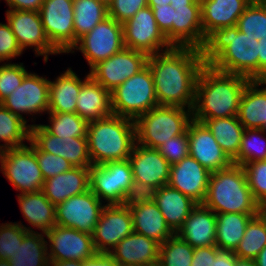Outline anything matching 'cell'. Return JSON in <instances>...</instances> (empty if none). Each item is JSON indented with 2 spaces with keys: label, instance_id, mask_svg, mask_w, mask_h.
<instances>
[{
  "label": "cell",
  "instance_id": "43",
  "mask_svg": "<svg viewBox=\"0 0 266 266\" xmlns=\"http://www.w3.org/2000/svg\"><path fill=\"white\" fill-rule=\"evenodd\" d=\"M236 27L257 40L266 36V0H252L239 17Z\"/></svg>",
  "mask_w": 266,
  "mask_h": 266
},
{
  "label": "cell",
  "instance_id": "46",
  "mask_svg": "<svg viewBox=\"0 0 266 266\" xmlns=\"http://www.w3.org/2000/svg\"><path fill=\"white\" fill-rule=\"evenodd\" d=\"M247 183L255 200L261 205L266 202V160L247 163L242 166Z\"/></svg>",
  "mask_w": 266,
  "mask_h": 266
},
{
  "label": "cell",
  "instance_id": "33",
  "mask_svg": "<svg viewBox=\"0 0 266 266\" xmlns=\"http://www.w3.org/2000/svg\"><path fill=\"white\" fill-rule=\"evenodd\" d=\"M134 232L162 244L175 233L167 225L155 202L130 208Z\"/></svg>",
  "mask_w": 266,
  "mask_h": 266
},
{
  "label": "cell",
  "instance_id": "65",
  "mask_svg": "<svg viewBox=\"0 0 266 266\" xmlns=\"http://www.w3.org/2000/svg\"><path fill=\"white\" fill-rule=\"evenodd\" d=\"M148 1H165V0H148Z\"/></svg>",
  "mask_w": 266,
  "mask_h": 266
},
{
  "label": "cell",
  "instance_id": "20",
  "mask_svg": "<svg viewBox=\"0 0 266 266\" xmlns=\"http://www.w3.org/2000/svg\"><path fill=\"white\" fill-rule=\"evenodd\" d=\"M30 141L42 152L59 155L72 167L83 168L92 165L86 137H61L49 133L41 123L30 126Z\"/></svg>",
  "mask_w": 266,
  "mask_h": 266
},
{
  "label": "cell",
  "instance_id": "35",
  "mask_svg": "<svg viewBox=\"0 0 266 266\" xmlns=\"http://www.w3.org/2000/svg\"><path fill=\"white\" fill-rule=\"evenodd\" d=\"M257 214H216V246L235 251L250 219Z\"/></svg>",
  "mask_w": 266,
  "mask_h": 266
},
{
  "label": "cell",
  "instance_id": "29",
  "mask_svg": "<svg viewBox=\"0 0 266 266\" xmlns=\"http://www.w3.org/2000/svg\"><path fill=\"white\" fill-rule=\"evenodd\" d=\"M89 190V167H73L64 173L46 179L42 191L56 207L72 196Z\"/></svg>",
  "mask_w": 266,
  "mask_h": 266
},
{
  "label": "cell",
  "instance_id": "6",
  "mask_svg": "<svg viewBox=\"0 0 266 266\" xmlns=\"http://www.w3.org/2000/svg\"><path fill=\"white\" fill-rule=\"evenodd\" d=\"M202 204L216 214L260 213V204L251 193L245 171L237 164L210 174L207 194Z\"/></svg>",
  "mask_w": 266,
  "mask_h": 266
},
{
  "label": "cell",
  "instance_id": "37",
  "mask_svg": "<svg viewBox=\"0 0 266 266\" xmlns=\"http://www.w3.org/2000/svg\"><path fill=\"white\" fill-rule=\"evenodd\" d=\"M30 126L0 103V152L23 147L30 141Z\"/></svg>",
  "mask_w": 266,
  "mask_h": 266
},
{
  "label": "cell",
  "instance_id": "52",
  "mask_svg": "<svg viewBox=\"0 0 266 266\" xmlns=\"http://www.w3.org/2000/svg\"><path fill=\"white\" fill-rule=\"evenodd\" d=\"M215 260V245L194 248L191 266H212Z\"/></svg>",
  "mask_w": 266,
  "mask_h": 266
},
{
  "label": "cell",
  "instance_id": "2",
  "mask_svg": "<svg viewBox=\"0 0 266 266\" xmlns=\"http://www.w3.org/2000/svg\"><path fill=\"white\" fill-rule=\"evenodd\" d=\"M259 40L236 26L215 29L201 48L205 65L213 69L258 80Z\"/></svg>",
  "mask_w": 266,
  "mask_h": 266
},
{
  "label": "cell",
  "instance_id": "3",
  "mask_svg": "<svg viewBox=\"0 0 266 266\" xmlns=\"http://www.w3.org/2000/svg\"><path fill=\"white\" fill-rule=\"evenodd\" d=\"M250 81L204 65L196 82L193 119L203 123L206 119L237 116L242 93Z\"/></svg>",
  "mask_w": 266,
  "mask_h": 266
},
{
  "label": "cell",
  "instance_id": "55",
  "mask_svg": "<svg viewBox=\"0 0 266 266\" xmlns=\"http://www.w3.org/2000/svg\"><path fill=\"white\" fill-rule=\"evenodd\" d=\"M84 266H121L109 253H96L84 261Z\"/></svg>",
  "mask_w": 266,
  "mask_h": 266
},
{
  "label": "cell",
  "instance_id": "58",
  "mask_svg": "<svg viewBox=\"0 0 266 266\" xmlns=\"http://www.w3.org/2000/svg\"><path fill=\"white\" fill-rule=\"evenodd\" d=\"M254 260L257 266H266V246L259 252Z\"/></svg>",
  "mask_w": 266,
  "mask_h": 266
},
{
  "label": "cell",
  "instance_id": "53",
  "mask_svg": "<svg viewBox=\"0 0 266 266\" xmlns=\"http://www.w3.org/2000/svg\"><path fill=\"white\" fill-rule=\"evenodd\" d=\"M237 256L233 250L219 248L215 245V260L212 266H234Z\"/></svg>",
  "mask_w": 266,
  "mask_h": 266
},
{
  "label": "cell",
  "instance_id": "47",
  "mask_svg": "<svg viewBox=\"0 0 266 266\" xmlns=\"http://www.w3.org/2000/svg\"><path fill=\"white\" fill-rule=\"evenodd\" d=\"M28 144L35 150L38 166L45 180L73 168L63 157L48 152H42L31 141H29Z\"/></svg>",
  "mask_w": 266,
  "mask_h": 266
},
{
  "label": "cell",
  "instance_id": "25",
  "mask_svg": "<svg viewBox=\"0 0 266 266\" xmlns=\"http://www.w3.org/2000/svg\"><path fill=\"white\" fill-rule=\"evenodd\" d=\"M175 234L194 248L216 245V213L197 204Z\"/></svg>",
  "mask_w": 266,
  "mask_h": 266
},
{
  "label": "cell",
  "instance_id": "28",
  "mask_svg": "<svg viewBox=\"0 0 266 266\" xmlns=\"http://www.w3.org/2000/svg\"><path fill=\"white\" fill-rule=\"evenodd\" d=\"M62 72H59L60 74L53 81L49 79L48 112L75 113L80 89L89 77V72L82 77L84 79L71 67H67V70Z\"/></svg>",
  "mask_w": 266,
  "mask_h": 266
},
{
  "label": "cell",
  "instance_id": "64",
  "mask_svg": "<svg viewBox=\"0 0 266 266\" xmlns=\"http://www.w3.org/2000/svg\"><path fill=\"white\" fill-rule=\"evenodd\" d=\"M125 266H147V265H125Z\"/></svg>",
  "mask_w": 266,
  "mask_h": 266
},
{
  "label": "cell",
  "instance_id": "61",
  "mask_svg": "<svg viewBox=\"0 0 266 266\" xmlns=\"http://www.w3.org/2000/svg\"><path fill=\"white\" fill-rule=\"evenodd\" d=\"M97 1H100V2L104 3L106 6H108L112 0H97Z\"/></svg>",
  "mask_w": 266,
  "mask_h": 266
},
{
  "label": "cell",
  "instance_id": "18",
  "mask_svg": "<svg viewBox=\"0 0 266 266\" xmlns=\"http://www.w3.org/2000/svg\"><path fill=\"white\" fill-rule=\"evenodd\" d=\"M49 261H82L93 257L95 250L92 235L74 228L55 225L45 233Z\"/></svg>",
  "mask_w": 266,
  "mask_h": 266
},
{
  "label": "cell",
  "instance_id": "17",
  "mask_svg": "<svg viewBox=\"0 0 266 266\" xmlns=\"http://www.w3.org/2000/svg\"><path fill=\"white\" fill-rule=\"evenodd\" d=\"M105 204L89 189L56 206V225L93 234Z\"/></svg>",
  "mask_w": 266,
  "mask_h": 266
},
{
  "label": "cell",
  "instance_id": "13",
  "mask_svg": "<svg viewBox=\"0 0 266 266\" xmlns=\"http://www.w3.org/2000/svg\"><path fill=\"white\" fill-rule=\"evenodd\" d=\"M124 45L147 56L164 52L173 46L159 29L152 9L147 6L123 24Z\"/></svg>",
  "mask_w": 266,
  "mask_h": 266
},
{
  "label": "cell",
  "instance_id": "31",
  "mask_svg": "<svg viewBox=\"0 0 266 266\" xmlns=\"http://www.w3.org/2000/svg\"><path fill=\"white\" fill-rule=\"evenodd\" d=\"M237 117L245 129L266 127V80H251L246 85Z\"/></svg>",
  "mask_w": 266,
  "mask_h": 266
},
{
  "label": "cell",
  "instance_id": "22",
  "mask_svg": "<svg viewBox=\"0 0 266 266\" xmlns=\"http://www.w3.org/2000/svg\"><path fill=\"white\" fill-rule=\"evenodd\" d=\"M210 174L196 159L188 155L171 165L168 185L202 204L207 194Z\"/></svg>",
  "mask_w": 266,
  "mask_h": 266
},
{
  "label": "cell",
  "instance_id": "4",
  "mask_svg": "<svg viewBox=\"0 0 266 266\" xmlns=\"http://www.w3.org/2000/svg\"><path fill=\"white\" fill-rule=\"evenodd\" d=\"M148 6L172 46L203 47L206 38L202 32L200 0L148 1Z\"/></svg>",
  "mask_w": 266,
  "mask_h": 266
},
{
  "label": "cell",
  "instance_id": "51",
  "mask_svg": "<svg viewBox=\"0 0 266 266\" xmlns=\"http://www.w3.org/2000/svg\"><path fill=\"white\" fill-rule=\"evenodd\" d=\"M147 6L148 0H112L108 5V16L123 24Z\"/></svg>",
  "mask_w": 266,
  "mask_h": 266
},
{
  "label": "cell",
  "instance_id": "30",
  "mask_svg": "<svg viewBox=\"0 0 266 266\" xmlns=\"http://www.w3.org/2000/svg\"><path fill=\"white\" fill-rule=\"evenodd\" d=\"M75 113L88 123L111 116V92L90 76L82 84Z\"/></svg>",
  "mask_w": 266,
  "mask_h": 266
},
{
  "label": "cell",
  "instance_id": "8",
  "mask_svg": "<svg viewBox=\"0 0 266 266\" xmlns=\"http://www.w3.org/2000/svg\"><path fill=\"white\" fill-rule=\"evenodd\" d=\"M159 106L154 79L148 65L111 91L112 113L135 120Z\"/></svg>",
  "mask_w": 266,
  "mask_h": 266
},
{
  "label": "cell",
  "instance_id": "39",
  "mask_svg": "<svg viewBox=\"0 0 266 266\" xmlns=\"http://www.w3.org/2000/svg\"><path fill=\"white\" fill-rule=\"evenodd\" d=\"M266 246V220L259 213L248 222L243 238L234 251L238 258L255 259Z\"/></svg>",
  "mask_w": 266,
  "mask_h": 266
},
{
  "label": "cell",
  "instance_id": "36",
  "mask_svg": "<svg viewBox=\"0 0 266 266\" xmlns=\"http://www.w3.org/2000/svg\"><path fill=\"white\" fill-rule=\"evenodd\" d=\"M45 233L27 232L16 253L8 261L12 266H49Z\"/></svg>",
  "mask_w": 266,
  "mask_h": 266
},
{
  "label": "cell",
  "instance_id": "5",
  "mask_svg": "<svg viewBox=\"0 0 266 266\" xmlns=\"http://www.w3.org/2000/svg\"><path fill=\"white\" fill-rule=\"evenodd\" d=\"M86 138L92 165L127 160L136 143L134 120L112 114L89 122Z\"/></svg>",
  "mask_w": 266,
  "mask_h": 266
},
{
  "label": "cell",
  "instance_id": "7",
  "mask_svg": "<svg viewBox=\"0 0 266 266\" xmlns=\"http://www.w3.org/2000/svg\"><path fill=\"white\" fill-rule=\"evenodd\" d=\"M192 120L191 109L156 106L134 120L136 143L157 149L169 138L184 133Z\"/></svg>",
  "mask_w": 266,
  "mask_h": 266
},
{
  "label": "cell",
  "instance_id": "21",
  "mask_svg": "<svg viewBox=\"0 0 266 266\" xmlns=\"http://www.w3.org/2000/svg\"><path fill=\"white\" fill-rule=\"evenodd\" d=\"M189 155L209 172L229 167L233 161L221 149L208 127L194 119L187 128Z\"/></svg>",
  "mask_w": 266,
  "mask_h": 266
},
{
  "label": "cell",
  "instance_id": "23",
  "mask_svg": "<svg viewBox=\"0 0 266 266\" xmlns=\"http://www.w3.org/2000/svg\"><path fill=\"white\" fill-rule=\"evenodd\" d=\"M128 160L134 180L152 184L157 188L168 184L171 165L157 149L135 143Z\"/></svg>",
  "mask_w": 266,
  "mask_h": 266
},
{
  "label": "cell",
  "instance_id": "44",
  "mask_svg": "<svg viewBox=\"0 0 266 266\" xmlns=\"http://www.w3.org/2000/svg\"><path fill=\"white\" fill-rule=\"evenodd\" d=\"M26 233L19 223H0V259L9 260L13 257Z\"/></svg>",
  "mask_w": 266,
  "mask_h": 266
},
{
  "label": "cell",
  "instance_id": "10",
  "mask_svg": "<svg viewBox=\"0 0 266 266\" xmlns=\"http://www.w3.org/2000/svg\"><path fill=\"white\" fill-rule=\"evenodd\" d=\"M125 47L123 25L110 16L78 39L67 53L80 52L91 69L97 63L110 58Z\"/></svg>",
  "mask_w": 266,
  "mask_h": 266
},
{
  "label": "cell",
  "instance_id": "57",
  "mask_svg": "<svg viewBox=\"0 0 266 266\" xmlns=\"http://www.w3.org/2000/svg\"><path fill=\"white\" fill-rule=\"evenodd\" d=\"M49 266H84V262L74 260L49 261Z\"/></svg>",
  "mask_w": 266,
  "mask_h": 266
},
{
  "label": "cell",
  "instance_id": "38",
  "mask_svg": "<svg viewBox=\"0 0 266 266\" xmlns=\"http://www.w3.org/2000/svg\"><path fill=\"white\" fill-rule=\"evenodd\" d=\"M75 44L108 17V6L97 0H73Z\"/></svg>",
  "mask_w": 266,
  "mask_h": 266
},
{
  "label": "cell",
  "instance_id": "19",
  "mask_svg": "<svg viewBox=\"0 0 266 266\" xmlns=\"http://www.w3.org/2000/svg\"><path fill=\"white\" fill-rule=\"evenodd\" d=\"M133 229L131 211L121 204L105 205L99 216L92 239L97 253H109Z\"/></svg>",
  "mask_w": 266,
  "mask_h": 266
},
{
  "label": "cell",
  "instance_id": "56",
  "mask_svg": "<svg viewBox=\"0 0 266 266\" xmlns=\"http://www.w3.org/2000/svg\"><path fill=\"white\" fill-rule=\"evenodd\" d=\"M258 80H266V36L259 40Z\"/></svg>",
  "mask_w": 266,
  "mask_h": 266
},
{
  "label": "cell",
  "instance_id": "14",
  "mask_svg": "<svg viewBox=\"0 0 266 266\" xmlns=\"http://www.w3.org/2000/svg\"><path fill=\"white\" fill-rule=\"evenodd\" d=\"M6 20L23 53L26 49H33L36 57L41 56L44 63L49 56L61 53L50 43L38 11L6 10Z\"/></svg>",
  "mask_w": 266,
  "mask_h": 266
},
{
  "label": "cell",
  "instance_id": "60",
  "mask_svg": "<svg viewBox=\"0 0 266 266\" xmlns=\"http://www.w3.org/2000/svg\"><path fill=\"white\" fill-rule=\"evenodd\" d=\"M260 214L266 220V202L260 205Z\"/></svg>",
  "mask_w": 266,
  "mask_h": 266
},
{
  "label": "cell",
  "instance_id": "12",
  "mask_svg": "<svg viewBox=\"0 0 266 266\" xmlns=\"http://www.w3.org/2000/svg\"><path fill=\"white\" fill-rule=\"evenodd\" d=\"M133 180L128 159L89 167V189L105 205L121 204Z\"/></svg>",
  "mask_w": 266,
  "mask_h": 266
},
{
  "label": "cell",
  "instance_id": "34",
  "mask_svg": "<svg viewBox=\"0 0 266 266\" xmlns=\"http://www.w3.org/2000/svg\"><path fill=\"white\" fill-rule=\"evenodd\" d=\"M203 123L211 131L221 149L233 161L238 156L245 131L238 117L206 119Z\"/></svg>",
  "mask_w": 266,
  "mask_h": 266
},
{
  "label": "cell",
  "instance_id": "24",
  "mask_svg": "<svg viewBox=\"0 0 266 266\" xmlns=\"http://www.w3.org/2000/svg\"><path fill=\"white\" fill-rule=\"evenodd\" d=\"M109 254L121 266H157L159 243L133 231L129 236L122 239Z\"/></svg>",
  "mask_w": 266,
  "mask_h": 266
},
{
  "label": "cell",
  "instance_id": "48",
  "mask_svg": "<svg viewBox=\"0 0 266 266\" xmlns=\"http://www.w3.org/2000/svg\"><path fill=\"white\" fill-rule=\"evenodd\" d=\"M157 191L158 188L152 184L133 180L121 205L130 209L144 203L154 202Z\"/></svg>",
  "mask_w": 266,
  "mask_h": 266
},
{
  "label": "cell",
  "instance_id": "45",
  "mask_svg": "<svg viewBox=\"0 0 266 266\" xmlns=\"http://www.w3.org/2000/svg\"><path fill=\"white\" fill-rule=\"evenodd\" d=\"M29 72L22 62L0 64V102L21 85Z\"/></svg>",
  "mask_w": 266,
  "mask_h": 266
},
{
  "label": "cell",
  "instance_id": "15",
  "mask_svg": "<svg viewBox=\"0 0 266 266\" xmlns=\"http://www.w3.org/2000/svg\"><path fill=\"white\" fill-rule=\"evenodd\" d=\"M38 12L50 43L67 54L75 45L73 0H44Z\"/></svg>",
  "mask_w": 266,
  "mask_h": 266
},
{
  "label": "cell",
  "instance_id": "62",
  "mask_svg": "<svg viewBox=\"0 0 266 266\" xmlns=\"http://www.w3.org/2000/svg\"><path fill=\"white\" fill-rule=\"evenodd\" d=\"M0 266H5V259H0Z\"/></svg>",
  "mask_w": 266,
  "mask_h": 266
},
{
  "label": "cell",
  "instance_id": "40",
  "mask_svg": "<svg viewBox=\"0 0 266 266\" xmlns=\"http://www.w3.org/2000/svg\"><path fill=\"white\" fill-rule=\"evenodd\" d=\"M47 124H41L54 136L67 139V137H86L88 122L77 113L48 112Z\"/></svg>",
  "mask_w": 266,
  "mask_h": 266
},
{
  "label": "cell",
  "instance_id": "32",
  "mask_svg": "<svg viewBox=\"0 0 266 266\" xmlns=\"http://www.w3.org/2000/svg\"><path fill=\"white\" fill-rule=\"evenodd\" d=\"M154 202L174 233L182 227L186 218L198 204L168 184L158 188Z\"/></svg>",
  "mask_w": 266,
  "mask_h": 266
},
{
  "label": "cell",
  "instance_id": "26",
  "mask_svg": "<svg viewBox=\"0 0 266 266\" xmlns=\"http://www.w3.org/2000/svg\"><path fill=\"white\" fill-rule=\"evenodd\" d=\"M16 195L20 212L31 226L28 224L25 226L21 221L16 223H19L27 232H35L34 230L37 229L46 233L56 225V207L47 199L42 190Z\"/></svg>",
  "mask_w": 266,
  "mask_h": 266
},
{
  "label": "cell",
  "instance_id": "54",
  "mask_svg": "<svg viewBox=\"0 0 266 266\" xmlns=\"http://www.w3.org/2000/svg\"><path fill=\"white\" fill-rule=\"evenodd\" d=\"M1 1V0H0ZM8 10L39 11L44 0H4Z\"/></svg>",
  "mask_w": 266,
  "mask_h": 266
},
{
  "label": "cell",
  "instance_id": "27",
  "mask_svg": "<svg viewBox=\"0 0 266 266\" xmlns=\"http://www.w3.org/2000/svg\"><path fill=\"white\" fill-rule=\"evenodd\" d=\"M252 0H200L202 32L206 38L215 29L236 26Z\"/></svg>",
  "mask_w": 266,
  "mask_h": 266
},
{
  "label": "cell",
  "instance_id": "49",
  "mask_svg": "<svg viewBox=\"0 0 266 266\" xmlns=\"http://www.w3.org/2000/svg\"><path fill=\"white\" fill-rule=\"evenodd\" d=\"M157 150L170 165L180 162L189 155L188 131L169 138V141H165Z\"/></svg>",
  "mask_w": 266,
  "mask_h": 266
},
{
  "label": "cell",
  "instance_id": "59",
  "mask_svg": "<svg viewBox=\"0 0 266 266\" xmlns=\"http://www.w3.org/2000/svg\"><path fill=\"white\" fill-rule=\"evenodd\" d=\"M234 266H257L255 260L253 259H242L238 258L236 259V263Z\"/></svg>",
  "mask_w": 266,
  "mask_h": 266
},
{
  "label": "cell",
  "instance_id": "9",
  "mask_svg": "<svg viewBox=\"0 0 266 266\" xmlns=\"http://www.w3.org/2000/svg\"><path fill=\"white\" fill-rule=\"evenodd\" d=\"M0 172L18 194L40 191L45 181L29 144L0 152Z\"/></svg>",
  "mask_w": 266,
  "mask_h": 266
},
{
  "label": "cell",
  "instance_id": "42",
  "mask_svg": "<svg viewBox=\"0 0 266 266\" xmlns=\"http://www.w3.org/2000/svg\"><path fill=\"white\" fill-rule=\"evenodd\" d=\"M266 160V131L264 129H245L238 156L233 164L245 165L247 163Z\"/></svg>",
  "mask_w": 266,
  "mask_h": 266
},
{
  "label": "cell",
  "instance_id": "63",
  "mask_svg": "<svg viewBox=\"0 0 266 266\" xmlns=\"http://www.w3.org/2000/svg\"><path fill=\"white\" fill-rule=\"evenodd\" d=\"M5 266H12V264L8 260H5Z\"/></svg>",
  "mask_w": 266,
  "mask_h": 266
},
{
  "label": "cell",
  "instance_id": "50",
  "mask_svg": "<svg viewBox=\"0 0 266 266\" xmlns=\"http://www.w3.org/2000/svg\"><path fill=\"white\" fill-rule=\"evenodd\" d=\"M23 52L8 22H0V64L12 63ZM9 61V62H8Z\"/></svg>",
  "mask_w": 266,
  "mask_h": 266
},
{
  "label": "cell",
  "instance_id": "16",
  "mask_svg": "<svg viewBox=\"0 0 266 266\" xmlns=\"http://www.w3.org/2000/svg\"><path fill=\"white\" fill-rule=\"evenodd\" d=\"M145 53L124 47L110 58L94 65L89 76L110 92L147 65Z\"/></svg>",
  "mask_w": 266,
  "mask_h": 266
},
{
  "label": "cell",
  "instance_id": "1",
  "mask_svg": "<svg viewBox=\"0 0 266 266\" xmlns=\"http://www.w3.org/2000/svg\"><path fill=\"white\" fill-rule=\"evenodd\" d=\"M159 106L193 109L196 82L205 63L201 49L175 47L148 56Z\"/></svg>",
  "mask_w": 266,
  "mask_h": 266
},
{
  "label": "cell",
  "instance_id": "11",
  "mask_svg": "<svg viewBox=\"0 0 266 266\" xmlns=\"http://www.w3.org/2000/svg\"><path fill=\"white\" fill-rule=\"evenodd\" d=\"M49 77L39 76L37 73L29 72L10 95L0 103L13 114L20 116L28 123L25 115L31 116V125H35L37 115L43 116L49 110Z\"/></svg>",
  "mask_w": 266,
  "mask_h": 266
},
{
  "label": "cell",
  "instance_id": "41",
  "mask_svg": "<svg viewBox=\"0 0 266 266\" xmlns=\"http://www.w3.org/2000/svg\"><path fill=\"white\" fill-rule=\"evenodd\" d=\"M194 247L177 234L159 244L157 266H191Z\"/></svg>",
  "mask_w": 266,
  "mask_h": 266
}]
</instances>
